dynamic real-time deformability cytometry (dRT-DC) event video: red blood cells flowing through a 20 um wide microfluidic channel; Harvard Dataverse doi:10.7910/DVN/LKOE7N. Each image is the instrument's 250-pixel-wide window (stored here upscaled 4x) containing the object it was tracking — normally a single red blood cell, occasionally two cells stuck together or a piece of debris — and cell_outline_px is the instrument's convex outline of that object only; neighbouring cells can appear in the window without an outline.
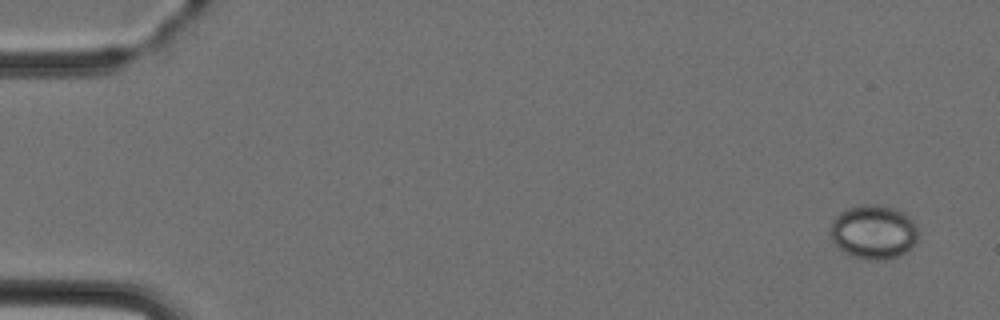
{"species": "Egyptian fruit bat (a non-hibernating species)", "species_latin": "Rousettus aegyptiacus", "temperature_condition": "cold", "stored_images_in_passage": 3, "camera_frame_rate_fps": 3000, "um_per_image_px": 0.085, "animal": {"sex": "female"}, "frame": {"image": 1, "passage_image": 1, "time_ms": 0.0, "image_size_px": [1000, 320], "cell_outline_px": [[916, 244], [912, 248], [900, 256], [884, 260], [864, 260], [844, 252], [832, 240], [832, 220], [840, 212], [848, 208], [864, 204], [880, 204], [904, 212], [916, 224]], "centroid_in_image_um": [74.28, 19.73], "position_along_channel_um": 10.7, "area_um2": 27.69}}